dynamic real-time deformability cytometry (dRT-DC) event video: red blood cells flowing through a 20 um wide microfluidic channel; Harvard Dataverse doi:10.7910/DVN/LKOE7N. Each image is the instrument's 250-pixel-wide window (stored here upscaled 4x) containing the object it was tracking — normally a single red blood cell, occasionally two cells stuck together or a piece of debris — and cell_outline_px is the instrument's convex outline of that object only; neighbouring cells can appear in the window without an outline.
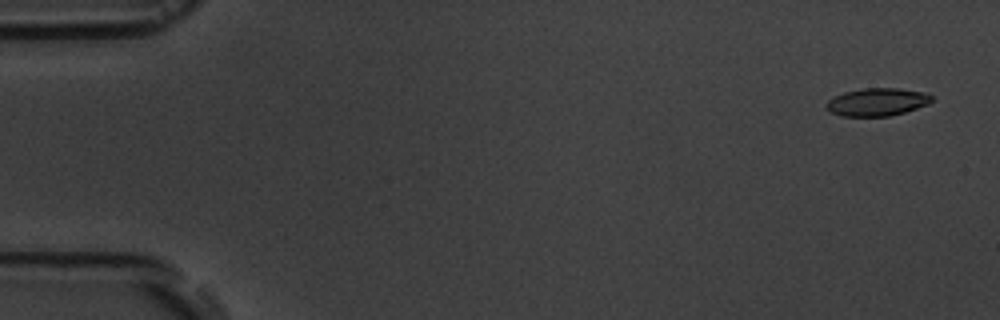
{"species": "common noctule bat (a hibernating species)", "species_latin": "Nyctalus noctula", "temperature_condition": "room temperature", "stored_images_in_passage": 4, "camera_frame_rate_fps": 3000, "um_per_image_px": 0.085, "animal": {"sex": "male", "body_mass_g": 19.5, "forearm_length_mm": 54.6}, "frame": {"image": 1, "passage_image": 1, "time_ms": 0.0, "image_size_px": [1000, 320], "cell_outline_px": [[932, 100], [928, 104], [904, 112], [888, 116], [840, 116], [832, 112], [824, 104], [828, 100], [844, 92], [864, 88], [900, 88], [924, 92], [932, 96]], "centroid_in_image_um": [74.56, 8.66], "position_along_channel_um": 10.4, "area_um2": 16.94}}
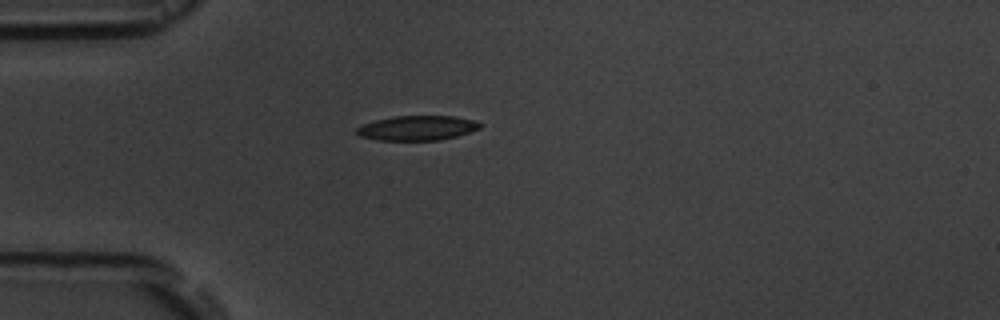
{"frame": {"image": 2, "passage_image": 4, "time_ms": 4.333, "image_size_px": [1000, 320], "cell_outline_px": [[484, 124], [480, 128], [456, 136], [440, 140], [376, 140], [360, 136], [356, 132], [356, 128], [364, 124], [376, 120], [392, 116], [452, 116], [476, 120]], "centroid_in_image_um": [35.48, 10.87], "position_along_channel_um": 49.5, "area_um2": 17.74}}